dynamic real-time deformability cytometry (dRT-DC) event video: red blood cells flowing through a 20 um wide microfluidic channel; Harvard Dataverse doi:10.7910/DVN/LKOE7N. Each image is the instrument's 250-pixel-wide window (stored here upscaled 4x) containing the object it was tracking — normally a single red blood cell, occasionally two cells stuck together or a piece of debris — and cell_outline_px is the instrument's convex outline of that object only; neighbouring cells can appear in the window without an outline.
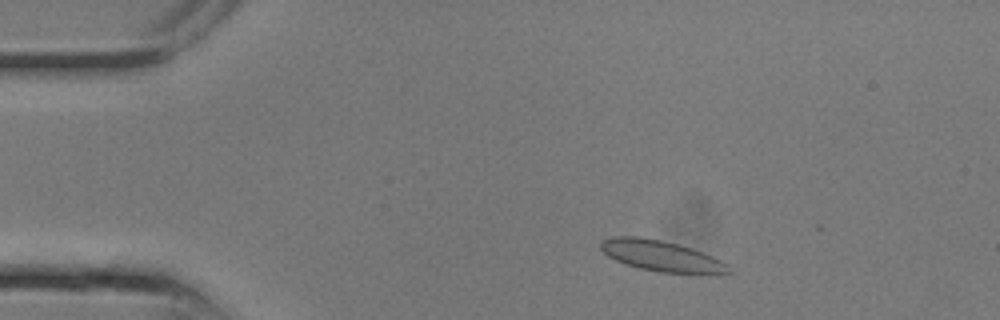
{"species": "common noctule bat (a hibernating species)", "species_latin": "Nyctalus noctula", "temperature_condition": "room temperature", "stored_images_in_passage": 7, "segment_of_instrument_passage": [1, 2], "camera_frame_rate_fps": 3000, "um_per_image_px": 0.085, "animal": {"sex": "male", "body_mass_g": 13.3}, "frame": {"image": 1, "passage_image": 3, "time_ms": 0.667, "image_size_px": [1000, 320], "cell_outline_px": [[728, 272], [664, 272], [644, 268], [628, 264], [616, 260], [608, 256], [600, 248], [600, 244], [604, 240], [620, 236], [632, 236], [656, 240], [676, 244], [700, 252], [724, 264]], "centroid_in_image_um": [56.04, 21.72], "position_along_channel_um": 29.0, "area_um2": 21.04}}